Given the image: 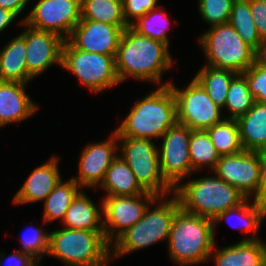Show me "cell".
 Instances as JSON below:
<instances>
[{"label": "cell", "mask_w": 266, "mask_h": 266, "mask_svg": "<svg viewBox=\"0 0 266 266\" xmlns=\"http://www.w3.org/2000/svg\"><path fill=\"white\" fill-rule=\"evenodd\" d=\"M170 55L166 44L139 35L129 26L122 32L115 57L118 78L121 83L132 77L160 86L169 85L171 81H161L164 72L173 67Z\"/></svg>", "instance_id": "cell-1"}, {"label": "cell", "mask_w": 266, "mask_h": 266, "mask_svg": "<svg viewBox=\"0 0 266 266\" xmlns=\"http://www.w3.org/2000/svg\"><path fill=\"white\" fill-rule=\"evenodd\" d=\"M177 123V104L169 85L156 86L144 98L136 100L131 111L114 130L117 137L161 139Z\"/></svg>", "instance_id": "cell-2"}, {"label": "cell", "mask_w": 266, "mask_h": 266, "mask_svg": "<svg viewBox=\"0 0 266 266\" xmlns=\"http://www.w3.org/2000/svg\"><path fill=\"white\" fill-rule=\"evenodd\" d=\"M168 254L178 266L203 264L216 248L213 220L180 208L171 223Z\"/></svg>", "instance_id": "cell-3"}, {"label": "cell", "mask_w": 266, "mask_h": 266, "mask_svg": "<svg viewBox=\"0 0 266 266\" xmlns=\"http://www.w3.org/2000/svg\"><path fill=\"white\" fill-rule=\"evenodd\" d=\"M49 233L47 256H53L65 266H107L111 260V245L104 231L61 228Z\"/></svg>", "instance_id": "cell-4"}, {"label": "cell", "mask_w": 266, "mask_h": 266, "mask_svg": "<svg viewBox=\"0 0 266 266\" xmlns=\"http://www.w3.org/2000/svg\"><path fill=\"white\" fill-rule=\"evenodd\" d=\"M174 194L185 212L211 220L246 199L237 188L216 175L180 183Z\"/></svg>", "instance_id": "cell-5"}, {"label": "cell", "mask_w": 266, "mask_h": 266, "mask_svg": "<svg viewBox=\"0 0 266 266\" xmlns=\"http://www.w3.org/2000/svg\"><path fill=\"white\" fill-rule=\"evenodd\" d=\"M163 198L158 197L159 202L152 210H150V204L144 216L113 242L111 258H120L139 249L152 246L159 241L168 240L172 220L181 205L174 193L168 200Z\"/></svg>", "instance_id": "cell-6"}, {"label": "cell", "mask_w": 266, "mask_h": 266, "mask_svg": "<svg viewBox=\"0 0 266 266\" xmlns=\"http://www.w3.org/2000/svg\"><path fill=\"white\" fill-rule=\"evenodd\" d=\"M206 65L242 74L254 63L255 50L229 24L210 27L198 39Z\"/></svg>", "instance_id": "cell-7"}, {"label": "cell", "mask_w": 266, "mask_h": 266, "mask_svg": "<svg viewBox=\"0 0 266 266\" xmlns=\"http://www.w3.org/2000/svg\"><path fill=\"white\" fill-rule=\"evenodd\" d=\"M117 140L121 151L118 155L132 170L137 183L145 192L161 198L174 193V188L162 176L155 142L131 137H117Z\"/></svg>", "instance_id": "cell-8"}, {"label": "cell", "mask_w": 266, "mask_h": 266, "mask_svg": "<svg viewBox=\"0 0 266 266\" xmlns=\"http://www.w3.org/2000/svg\"><path fill=\"white\" fill-rule=\"evenodd\" d=\"M61 67L75 75L89 90L100 93L121 84L115 57L85 52L74 48L67 40L62 46Z\"/></svg>", "instance_id": "cell-9"}, {"label": "cell", "mask_w": 266, "mask_h": 266, "mask_svg": "<svg viewBox=\"0 0 266 266\" xmlns=\"http://www.w3.org/2000/svg\"><path fill=\"white\" fill-rule=\"evenodd\" d=\"M169 86L176 99L178 123L190 130H207L224 119L222 108L214 103L194 77L188 86L182 89L172 81Z\"/></svg>", "instance_id": "cell-10"}, {"label": "cell", "mask_w": 266, "mask_h": 266, "mask_svg": "<svg viewBox=\"0 0 266 266\" xmlns=\"http://www.w3.org/2000/svg\"><path fill=\"white\" fill-rule=\"evenodd\" d=\"M102 202L104 236L112 246L122 233L144 216L149 204L158 202V197L145 192L135 196H104Z\"/></svg>", "instance_id": "cell-11"}, {"label": "cell", "mask_w": 266, "mask_h": 266, "mask_svg": "<svg viewBox=\"0 0 266 266\" xmlns=\"http://www.w3.org/2000/svg\"><path fill=\"white\" fill-rule=\"evenodd\" d=\"M190 131L177 122L161 136L163 142L158 147L160 170L174 189L194 172L189 155Z\"/></svg>", "instance_id": "cell-12"}, {"label": "cell", "mask_w": 266, "mask_h": 266, "mask_svg": "<svg viewBox=\"0 0 266 266\" xmlns=\"http://www.w3.org/2000/svg\"><path fill=\"white\" fill-rule=\"evenodd\" d=\"M81 0H39L21 22L66 40L81 20Z\"/></svg>", "instance_id": "cell-13"}, {"label": "cell", "mask_w": 266, "mask_h": 266, "mask_svg": "<svg viewBox=\"0 0 266 266\" xmlns=\"http://www.w3.org/2000/svg\"><path fill=\"white\" fill-rule=\"evenodd\" d=\"M259 170L258 152L243 150L236 154L221 156L212 172L237 188L246 198L257 201Z\"/></svg>", "instance_id": "cell-14"}, {"label": "cell", "mask_w": 266, "mask_h": 266, "mask_svg": "<svg viewBox=\"0 0 266 266\" xmlns=\"http://www.w3.org/2000/svg\"><path fill=\"white\" fill-rule=\"evenodd\" d=\"M25 30L27 72L34 79L53 64L61 66L64 39L50 31L38 30L21 22Z\"/></svg>", "instance_id": "cell-15"}, {"label": "cell", "mask_w": 266, "mask_h": 266, "mask_svg": "<svg viewBox=\"0 0 266 266\" xmlns=\"http://www.w3.org/2000/svg\"><path fill=\"white\" fill-rule=\"evenodd\" d=\"M109 139L88 144L79 159L78 176L72 179L82 188L96 187L103 182L107 169L117 158L118 140L116 132Z\"/></svg>", "instance_id": "cell-16"}, {"label": "cell", "mask_w": 266, "mask_h": 266, "mask_svg": "<svg viewBox=\"0 0 266 266\" xmlns=\"http://www.w3.org/2000/svg\"><path fill=\"white\" fill-rule=\"evenodd\" d=\"M125 28L128 27L80 20L66 40L74 48L82 51L116 57L119 41Z\"/></svg>", "instance_id": "cell-17"}, {"label": "cell", "mask_w": 266, "mask_h": 266, "mask_svg": "<svg viewBox=\"0 0 266 266\" xmlns=\"http://www.w3.org/2000/svg\"><path fill=\"white\" fill-rule=\"evenodd\" d=\"M61 180L58 157H51L31 172L14 195L13 203L20 205L44 201Z\"/></svg>", "instance_id": "cell-18"}, {"label": "cell", "mask_w": 266, "mask_h": 266, "mask_svg": "<svg viewBox=\"0 0 266 266\" xmlns=\"http://www.w3.org/2000/svg\"><path fill=\"white\" fill-rule=\"evenodd\" d=\"M27 83L0 81V128L30 118L37 104L25 92Z\"/></svg>", "instance_id": "cell-19"}, {"label": "cell", "mask_w": 266, "mask_h": 266, "mask_svg": "<svg viewBox=\"0 0 266 266\" xmlns=\"http://www.w3.org/2000/svg\"><path fill=\"white\" fill-rule=\"evenodd\" d=\"M100 205V207L96 206L93 200L83 190L80 191L65 213L64 219L61 222L63 227L78 230L103 231L102 200Z\"/></svg>", "instance_id": "cell-20"}, {"label": "cell", "mask_w": 266, "mask_h": 266, "mask_svg": "<svg viewBox=\"0 0 266 266\" xmlns=\"http://www.w3.org/2000/svg\"><path fill=\"white\" fill-rule=\"evenodd\" d=\"M264 253V241H240L221 249L213 248L209 258H214L215 266H264Z\"/></svg>", "instance_id": "cell-21"}, {"label": "cell", "mask_w": 266, "mask_h": 266, "mask_svg": "<svg viewBox=\"0 0 266 266\" xmlns=\"http://www.w3.org/2000/svg\"><path fill=\"white\" fill-rule=\"evenodd\" d=\"M266 213V205L259 203L253 199V202L249 204V198H246L241 204L237 205L236 207L229 208L224 212H221L217 217L213 219V225L215 226L226 220L229 222L228 224L231 225L232 228L240 229L245 233L252 232L251 237H244L241 241H254L260 240L257 236L259 233V228L262 225V221H264ZM237 217V222L235 221L232 225L231 218L234 216ZM233 220V219H232Z\"/></svg>", "instance_id": "cell-22"}, {"label": "cell", "mask_w": 266, "mask_h": 266, "mask_svg": "<svg viewBox=\"0 0 266 266\" xmlns=\"http://www.w3.org/2000/svg\"><path fill=\"white\" fill-rule=\"evenodd\" d=\"M32 79L27 72L24 36L20 33L0 51V81L28 83Z\"/></svg>", "instance_id": "cell-23"}, {"label": "cell", "mask_w": 266, "mask_h": 266, "mask_svg": "<svg viewBox=\"0 0 266 266\" xmlns=\"http://www.w3.org/2000/svg\"><path fill=\"white\" fill-rule=\"evenodd\" d=\"M237 122L244 150L259 151L266 148V103L255 101Z\"/></svg>", "instance_id": "cell-24"}, {"label": "cell", "mask_w": 266, "mask_h": 266, "mask_svg": "<svg viewBox=\"0 0 266 266\" xmlns=\"http://www.w3.org/2000/svg\"><path fill=\"white\" fill-rule=\"evenodd\" d=\"M100 187L107 192L106 196H135L145 193L132 170L119 155L107 169Z\"/></svg>", "instance_id": "cell-25"}, {"label": "cell", "mask_w": 266, "mask_h": 266, "mask_svg": "<svg viewBox=\"0 0 266 266\" xmlns=\"http://www.w3.org/2000/svg\"><path fill=\"white\" fill-rule=\"evenodd\" d=\"M81 190L72 178L65 182L61 180L43 201V222L52 223L59 219L62 222L67 209Z\"/></svg>", "instance_id": "cell-26"}, {"label": "cell", "mask_w": 266, "mask_h": 266, "mask_svg": "<svg viewBox=\"0 0 266 266\" xmlns=\"http://www.w3.org/2000/svg\"><path fill=\"white\" fill-rule=\"evenodd\" d=\"M80 9L81 20L129 27L124 18L122 0H81Z\"/></svg>", "instance_id": "cell-27"}, {"label": "cell", "mask_w": 266, "mask_h": 266, "mask_svg": "<svg viewBox=\"0 0 266 266\" xmlns=\"http://www.w3.org/2000/svg\"><path fill=\"white\" fill-rule=\"evenodd\" d=\"M237 73L204 65L194 78L203 86L208 96L223 109L231 80Z\"/></svg>", "instance_id": "cell-28"}, {"label": "cell", "mask_w": 266, "mask_h": 266, "mask_svg": "<svg viewBox=\"0 0 266 266\" xmlns=\"http://www.w3.org/2000/svg\"><path fill=\"white\" fill-rule=\"evenodd\" d=\"M189 155L194 171L208 166L212 172L221 157L206 130L190 131Z\"/></svg>", "instance_id": "cell-29"}, {"label": "cell", "mask_w": 266, "mask_h": 266, "mask_svg": "<svg viewBox=\"0 0 266 266\" xmlns=\"http://www.w3.org/2000/svg\"><path fill=\"white\" fill-rule=\"evenodd\" d=\"M220 156L243 151L236 119H223L206 130Z\"/></svg>", "instance_id": "cell-30"}, {"label": "cell", "mask_w": 266, "mask_h": 266, "mask_svg": "<svg viewBox=\"0 0 266 266\" xmlns=\"http://www.w3.org/2000/svg\"><path fill=\"white\" fill-rule=\"evenodd\" d=\"M228 23L254 50L263 42L254 24L249 0H235Z\"/></svg>", "instance_id": "cell-31"}, {"label": "cell", "mask_w": 266, "mask_h": 266, "mask_svg": "<svg viewBox=\"0 0 266 266\" xmlns=\"http://www.w3.org/2000/svg\"><path fill=\"white\" fill-rule=\"evenodd\" d=\"M170 22L167 13L157 7L146 15L140 16L130 27L139 35L162 42L169 47L167 32Z\"/></svg>", "instance_id": "cell-32"}, {"label": "cell", "mask_w": 266, "mask_h": 266, "mask_svg": "<svg viewBox=\"0 0 266 266\" xmlns=\"http://www.w3.org/2000/svg\"><path fill=\"white\" fill-rule=\"evenodd\" d=\"M254 102L246 78L242 74H237L229 84L226 102L223 107L230 111V117L228 115L224 118L237 120L253 106Z\"/></svg>", "instance_id": "cell-33"}, {"label": "cell", "mask_w": 266, "mask_h": 266, "mask_svg": "<svg viewBox=\"0 0 266 266\" xmlns=\"http://www.w3.org/2000/svg\"><path fill=\"white\" fill-rule=\"evenodd\" d=\"M235 0H199L198 11L210 27L228 23Z\"/></svg>", "instance_id": "cell-34"}, {"label": "cell", "mask_w": 266, "mask_h": 266, "mask_svg": "<svg viewBox=\"0 0 266 266\" xmlns=\"http://www.w3.org/2000/svg\"><path fill=\"white\" fill-rule=\"evenodd\" d=\"M28 231L20 238L23 249L21 248L18 251L29 254L40 264L42 258L48 252L49 233L45 232V229L33 228V226L32 228L29 227Z\"/></svg>", "instance_id": "cell-35"}, {"label": "cell", "mask_w": 266, "mask_h": 266, "mask_svg": "<svg viewBox=\"0 0 266 266\" xmlns=\"http://www.w3.org/2000/svg\"><path fill=\"white\" fill-rule=\"evenodd\" d=\"M256 102L266 103V68L255 62L242 73Z\"/></svg>", "instance_id": "cell-36"}, {"label": "cell", "mask_w": 266, "mask_h": 266, "mask_svg": "<svg viewBox=\"0 0 266 266\" xmlns=\"http://www.w3.org/2000/svg\"><path fill=\"white\" fill-rule=\"evenodd\" d=\"M126 23L130 26L140 16L158 7V0H122Z\"/></svg>", "instance_id": "cell-37"}, {"label": "cell", "mask_w": 266, "mask_h": 266, "mask_svg": "<svg viewBox=\"0 0 266 266\" xmlns=\"http://www.w3.org/2000/svg\"><path fill=\"white\" fill-rule=\"evenodd\" d=\"M251 15L262 41L266 40V2L250 1Z\"/></svg>", "instance_id": "cell-38"}, {"label": "cell", "mask_w": 266, "mask_h": 266, "mask_svg": "<svg viewBox=\"0 0 266 266\" xmlns=\"http://www.w3.org/2000/svg\"><path fill=\"white\" fill-rule=\"evenodd\" d=\"M259 155V184L257 187V202L266 205V148L261 149Z\"/></svg>", "instance_id": "cell-39"}, {"label": "cell", "mask_w": 266, "mask_h": 266, "mask_svg": "<svg viewBox=\"0 0 266 266\" xmlns=\"http://www.w3.org/2000/svg\"><path fill=\"white\" fill-rule=\"evenodd\" d=\"M7 257L6 266H40L39 263L27 253L21 251H15ZM4 254L0 253V266H3Z\"/></svg>", "instance_id": "cell-40"}, {"label": "cell", "mask_w": 266, "mask_h": 266, "mask_svg": "<svg viewBox=\"0 0 266 266\" xmlns=\"http://www.w3.org/2000/svg\"><path fill=\"white\" fill-rule=\"evenodd\" d=\"M30 0H0V7L19 16Z\"/></svg>", "instance_id": "cell-41"}, {"label": "cell", "mask_w": 266, "mask_h": 266, "mask_svg": "<svg viewBox=\"0 0 266 266\" xmlns=\"http://www.w3.org/2000/svg\"><path fill=\"white\" fill-rule=\"evenodd\" d=\"M17 19V15L0 7V33Z\"/></svg>", "instance_id": "cell-42"}, {"label": "cell", "mask_w": 266, "mask_h": 266, "mask_svg": "<svg viewBox=\"0 0 266 266\" xmlns=\"http://www.w3.org/2000/svg\"><path fill=\"white\" fill-rule=\"evenodd\" d=\"M254 62L257 65L266 68V40L255 50Z\"/></svg>", "instance_id": "cell-43"}, {"label": "cell", "mask_w": 266, "mask_h": 266, "mask_svg": "<svg viewBox=\"0 0 266 266\" xmlns=\"http://www.w3.org/2000/svg\"><path fill=\"white\" fill-rule=\"evenodd\" d=\"M264 266H266V245H265V253H264Z\"/></svg>", "instance_id": "cell-44"}, {"label": "cell", "mask_w": 266, "mask_h": 266, "mask_svg": "<svg viewBox=\"0 0 266 266\" xmlns=\"http://www.w3.org/2000/svg\"><path fill=\"white\" fill-rule=\"evenodd\" d=\"M249 1H262V2H266V0H249Z\"/></svg>", "instance_id": "cell-45"}]
</instances>
